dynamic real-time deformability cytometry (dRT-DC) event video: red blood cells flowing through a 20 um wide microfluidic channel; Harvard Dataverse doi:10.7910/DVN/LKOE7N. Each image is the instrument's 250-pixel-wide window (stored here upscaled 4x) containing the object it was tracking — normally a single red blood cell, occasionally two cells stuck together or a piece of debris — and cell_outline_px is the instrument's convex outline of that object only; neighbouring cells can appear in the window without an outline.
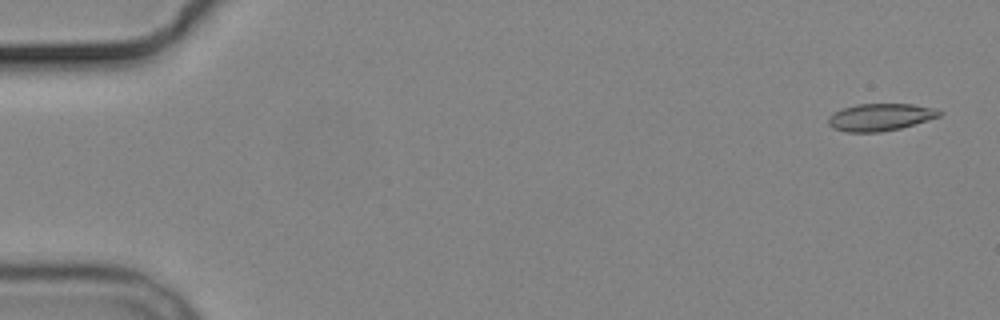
{"species": "common noctule bat (a hibernating species)", "species_latin": "Nyctalus noctula", "temperature_condition": "cold", "stored_images_in_passage": 5, "camera_frame_rate_fps": 3000, "um_per_image_px": 0.085, "animal": {"sex": "male", "body_mass_g": 19.2, "forearm_length_mm": 51.8}, "frame": {"image": 1, "passage_image": 1, "time_ms": 0.0, "image_size_px": [1000, 320], "cell_outline_px": [[944, 112], [940, 116], [900, 128], [880, 132], [844, 132], [832, 128], [828, 124], [828, 116], [832, 112], [856, 104], [912, 104], [936, 108]], "centroid_in_image_um": [74.79, 9.95], "position_along_channel_um": 10.2, "area_um2": 17.74}}
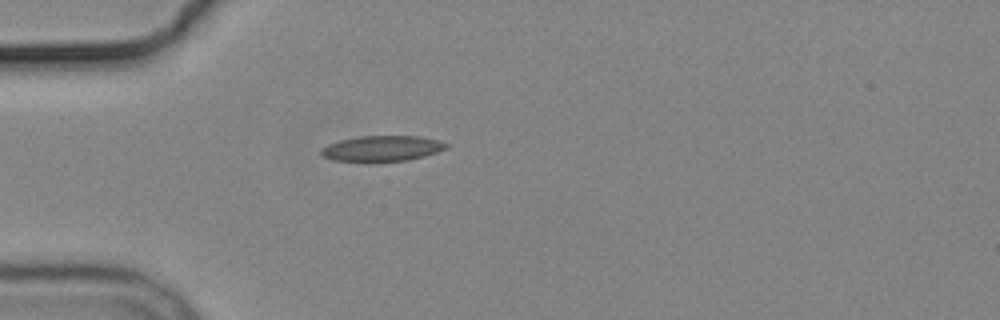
{"frame": {"image": 2, "passage_image": 5, "time_ms": 4.667, "image_size_px": [1000, 320], "cell_outline_px": [[448, 148], [424, 156], [408, 160], [332, 160], [324, 156], [320, 152], [320, 148], [328, 144], [340, 140], [360, 136], [420, 136], [436, 140], [448, 144]], "centroid_in_image_um": [32.48, 12.59], "position_along_channel_um": 52.5, "area_um2": 18.15}}